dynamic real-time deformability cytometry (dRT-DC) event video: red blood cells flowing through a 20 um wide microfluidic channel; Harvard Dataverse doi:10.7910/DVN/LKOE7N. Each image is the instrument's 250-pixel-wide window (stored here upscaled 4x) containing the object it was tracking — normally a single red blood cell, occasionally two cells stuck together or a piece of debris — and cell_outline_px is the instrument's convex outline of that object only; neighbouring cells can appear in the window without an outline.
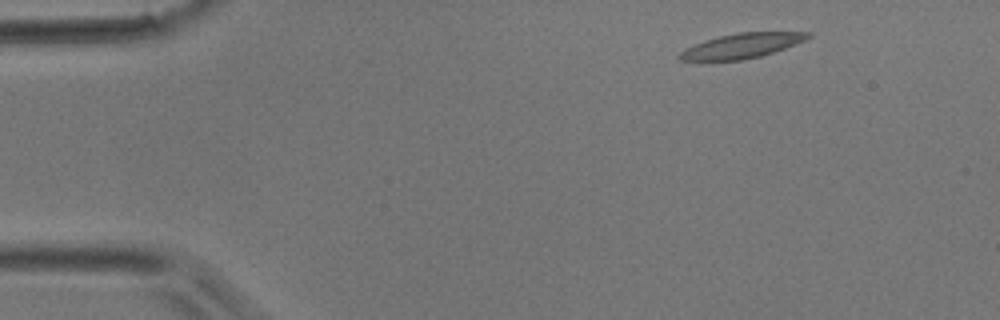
{"species": "common noctule bat (a hibernating species)", "species_latin": "Nyctalus noctula", "temperature_condition": "room temperature", "stored_images_in_passage": 3, "camera_frame_rate_fps": 3000, "um_per_image_px": 0.085, "animal": {"sex": "male", "body_mass_g": 17.9}, "frame": {"image": 1, "passage_image": 1, "time_ms": 0.0, "image_size_px": [1000, 320], "cell_outline_px": [[812, 36], [804, 40], [784, 48], [760, 56], [744, 60], [680, 60], [676, 56], [684, 48], [704, 40], [720, 36], [740, 32], [812, 32]], "centroid_in_image_um": [63.02, 3.89], "position_along_channel_um": 22.0, "area_um2": 18.38}}
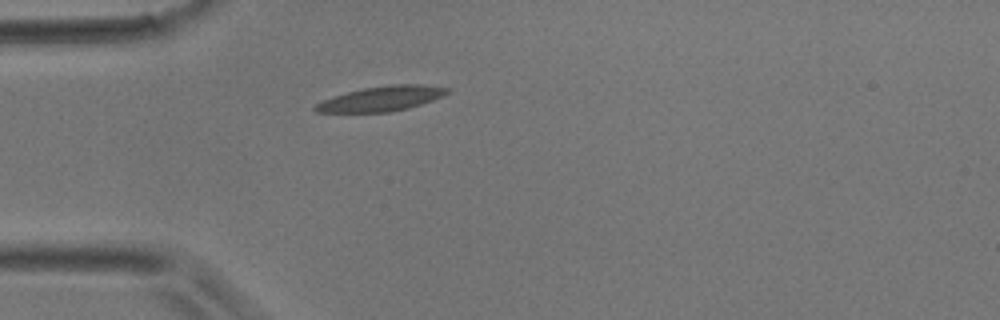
{"frame": {"image": 2, "passage_image": 3, "time_ms": 0.667, "image_size_px": [1000, 320], "cell_outline_px": [[452, 92], [432, 100], [408, 108], [392, 112], [316, 112], [312, 108], [316, 104], [332, 96], [364, 88], [392, 84], [420, 84], [448, 88]], "centroid_in_image_um": [32.43, 8.38], "position_along_channel_um": 52.6, "area_um2": 19.02}}